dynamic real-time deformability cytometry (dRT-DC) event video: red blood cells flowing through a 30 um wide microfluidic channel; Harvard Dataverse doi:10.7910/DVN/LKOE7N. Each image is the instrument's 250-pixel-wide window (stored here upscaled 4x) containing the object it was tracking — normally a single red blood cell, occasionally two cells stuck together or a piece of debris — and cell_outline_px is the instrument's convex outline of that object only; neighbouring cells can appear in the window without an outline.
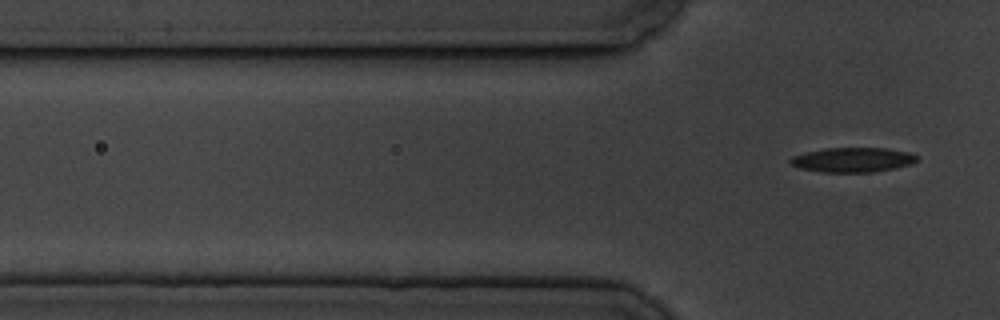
{"species": "common noctule bat (a hibernating species)", "species_latin": "Nyctalus noctula", "temperature_condition": "cold", "stored_images_in_passage": 8, "segment_of_instrument_passage": [2, 2], "camera_frame_rate_fps": 3000, "um_per_image_px": 0.085, "animal": {"sex": "male", "body_mass_g": 19.5, "forearm_length_mm": 54.6}, "frame": {"image": 1, "passage_image": 8, "time_ms": 8.333, "image_size_px": [1000, 320], "cell_outline_px": [[916, 160], [912, 164], [896, 168], [876, 172], [820, 172], [800, 168], [792, 164], [788, 160], [792, 156], [804, 152], [824, 148], [884, 148], [908, 152], [916, 156]], "centroid_in_image_um": [72.45, 13.59], "position_along_channel_um": 53.4, "area_um2": 18.21}}